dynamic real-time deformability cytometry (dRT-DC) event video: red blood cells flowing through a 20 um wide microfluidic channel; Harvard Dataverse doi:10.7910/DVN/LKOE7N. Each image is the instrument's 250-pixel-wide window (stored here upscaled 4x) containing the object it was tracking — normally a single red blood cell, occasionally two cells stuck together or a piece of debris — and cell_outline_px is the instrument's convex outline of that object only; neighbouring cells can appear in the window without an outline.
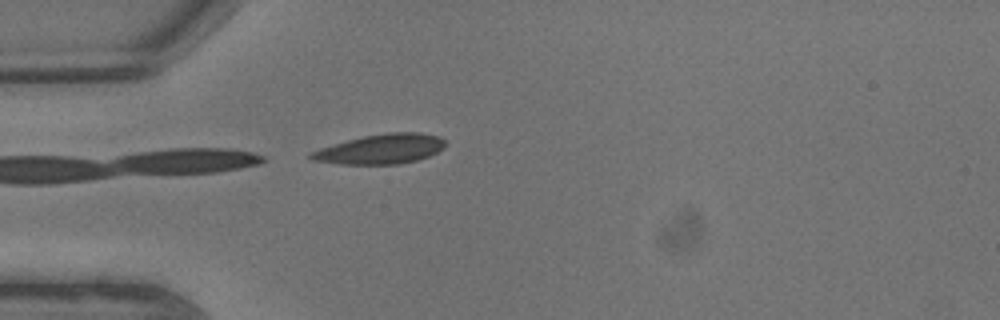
{"species": "common noctule bat (a hibernating species)", "species_latin": "Nyctalus noctula", "temperature_condition": "warm", "stored_images_in_passage": 10, "camera_frame_rate_fps": 3000, "um_per_image_px": 0.085, "animal": {"sex": "male", "body_mass_g": 13.3}, "frame": {"image": 1, "passage_image": 6, "time_ms": 1.667, "image_size_px": [1000, 320], "cell_outline_px": [[444, 148], [428, 156], [416, 160], [400, 164], [340, 164], [312, 160], [308, 156], [312, 152], [320, 148], [348, 140], [364, 136], [392, 132], [420, 132], [436, 136], [444, 140]], "centroid_in_image_um": [32.36, 12.67], "position_along_channel_um": 52.6, "area_um2": 22.95}}
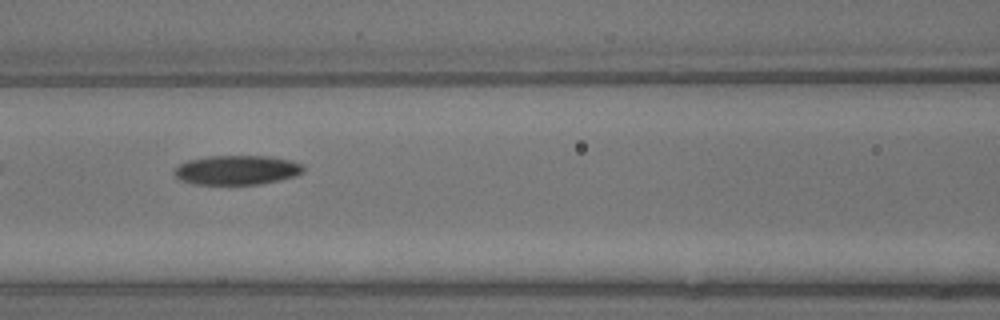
{"frame": {"image": 2, "passage_image": 9, "time_ms": 2.667, "image_size_px": [1000, 320], "cell_outline_px": [[304, 172], [296, 176], [260, 184], [192, 184], [180, 180], [172, 172], [180, 164], [188, 160], [208, 156], [268, 156], [288, 160], [300, 164], [304, 168]], "centroid_in_image_um": [20.11, 14.45], "position_along_channel_um": 146.5, "area_um2": 22.02}}
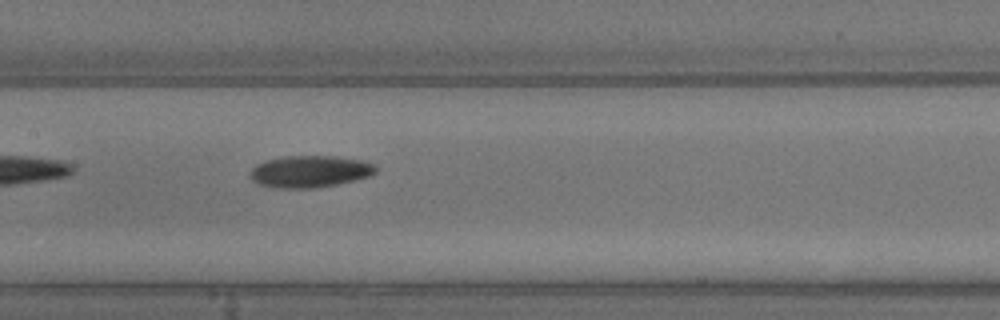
{"frame": {"image": 3, "passage_image": 10, "time_ms": 3.0, "image_size_px": [1000, 320], "cell_outline_px": [[376, 172], [368, 176], [336, 184], [316, 188], [272, 188], [256, 184], [248, 176], [252, 168], [256, 164], [264, 160], [288, 156], [332, 156], [360, 160], [376, 164]], "centroid_in_image_um": [26.26, 14.58], "position_along_channel_um": 181.1, "area_um2": 23.41}}